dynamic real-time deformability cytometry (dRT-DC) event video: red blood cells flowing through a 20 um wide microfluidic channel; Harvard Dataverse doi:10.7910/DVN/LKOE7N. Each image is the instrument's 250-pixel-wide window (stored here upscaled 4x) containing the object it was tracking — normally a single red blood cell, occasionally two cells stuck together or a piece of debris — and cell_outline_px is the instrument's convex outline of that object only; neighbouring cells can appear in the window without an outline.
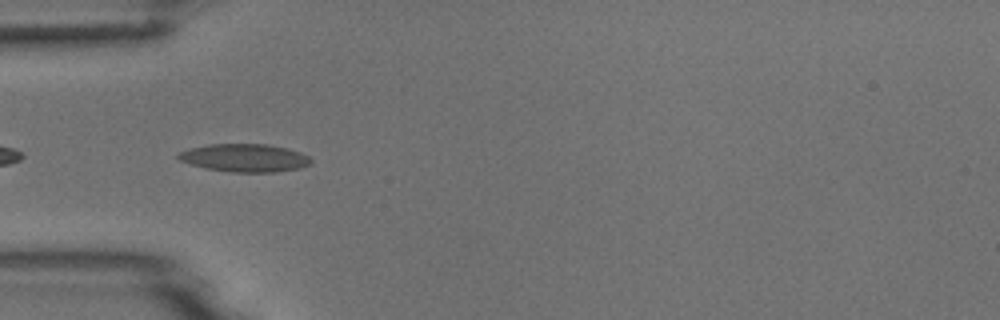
{"species": "common noctule bat (a hibernating species)", "species_latin": "Nyctalus noctula", "temperature_condition": "room temperature", "stored_images_in_passage": 7, "camera_frame_rate_fps": 3000, "um_per_image_px": 0.085, "animal": {"sex": "male", "body_mass_g": 18.8}, "frame": {"image": 1, "passage_image": 5, "time_ms": 4.667, "image_size_px": [1000, 320], "cell_outline_px": [[312, 164], [300, 168], [276, 172], [232, 172], [208, 168], [192, 164], [180, 160], [176, 156], [180, 152], [188, 148], [208, 144], [264, 144], [288, 148], [300, 152], [308, 156], [312, 160]], "centroid_in_image_um": [20.83, 13.41], "position_along_channel_um": 64.2, "area_um2": 21.56}}